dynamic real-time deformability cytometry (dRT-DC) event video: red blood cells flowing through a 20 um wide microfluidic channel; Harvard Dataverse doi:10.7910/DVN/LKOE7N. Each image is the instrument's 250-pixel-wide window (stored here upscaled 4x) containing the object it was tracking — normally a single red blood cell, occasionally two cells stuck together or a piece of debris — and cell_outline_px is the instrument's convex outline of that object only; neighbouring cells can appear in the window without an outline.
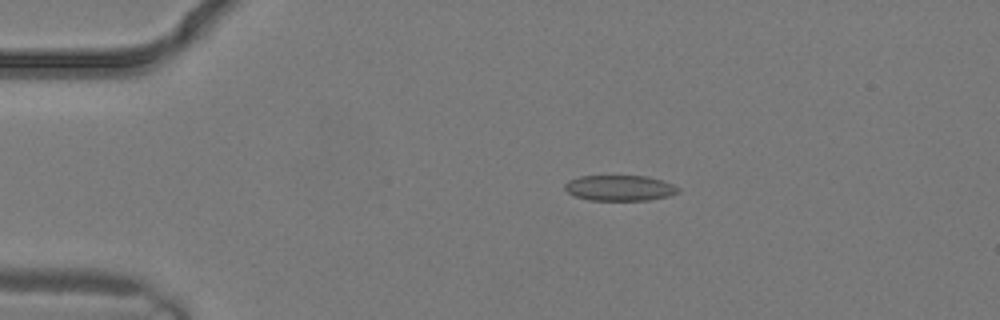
{"species": "common noctule bat (a hibernating species)", "species_latin": "Nyctalus noctula", "temperature_condition": "warm", "stored_images_in_passage": 3, "camera_frame_rate_fps": 3000, "um_per_image_px": 0.085, "animal": {"sex": "male", "body_mass_g": 19.2, "forearm_length_mm": 51.8}, "frame": {"image": 1, "passage_image": 2, "time_ms": 0.333, "image_size_px": [1000, 320], "cell_outline_px": [[680, 192], [668, 196], [648, 200], [588, 200], [576, 196], [568, 192], [564, 188], [564, 184], [568, 180], [580, 176], [648, 176], [664, 180], [680, 188]], "centroid_in_image_um": [52.69, 15.97], "position_along_channel_um": 32.3, "area_um2": 16.99}}